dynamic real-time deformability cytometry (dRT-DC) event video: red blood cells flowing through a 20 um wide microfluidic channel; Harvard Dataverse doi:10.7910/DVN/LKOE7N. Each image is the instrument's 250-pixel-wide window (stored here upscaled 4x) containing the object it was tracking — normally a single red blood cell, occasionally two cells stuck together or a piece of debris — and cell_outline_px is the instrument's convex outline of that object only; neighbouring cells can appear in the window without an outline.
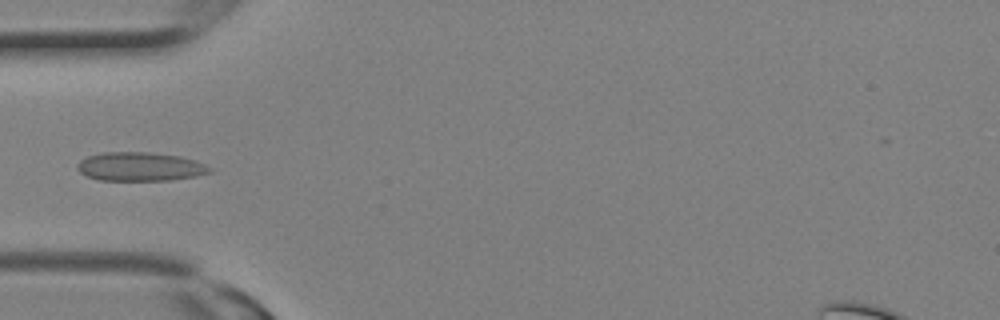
{"species": "Egyptian fruit bat (a non-hibernating species)", "species_latin": "Rousettus aegyptiacus", "temperature_condition": "room temperature", "stored_images_in_passage": 10, "camera_frame_rate_fps": 3000, "um_per_image_px": 0.085, "animal": {"sex": "female"}, "frame": {"image": 1, "passage_image": 9, "time_ms": 2.667, "image_size_px": [1000, 320], "cell_outline_px": [[212, 172], [196, 176], [172, 180], [100, 180], [88, 176], [80, 172], [76, 168], [76, 164], [80, 160], [88, 156], [104, 152], [148, 152], [180, 156], [196, 160], [212, 168]], "centroid_in_image_um": [11.92, 14.16], "position_along_channel_um": 73.1, "area_um2": 22.25}}